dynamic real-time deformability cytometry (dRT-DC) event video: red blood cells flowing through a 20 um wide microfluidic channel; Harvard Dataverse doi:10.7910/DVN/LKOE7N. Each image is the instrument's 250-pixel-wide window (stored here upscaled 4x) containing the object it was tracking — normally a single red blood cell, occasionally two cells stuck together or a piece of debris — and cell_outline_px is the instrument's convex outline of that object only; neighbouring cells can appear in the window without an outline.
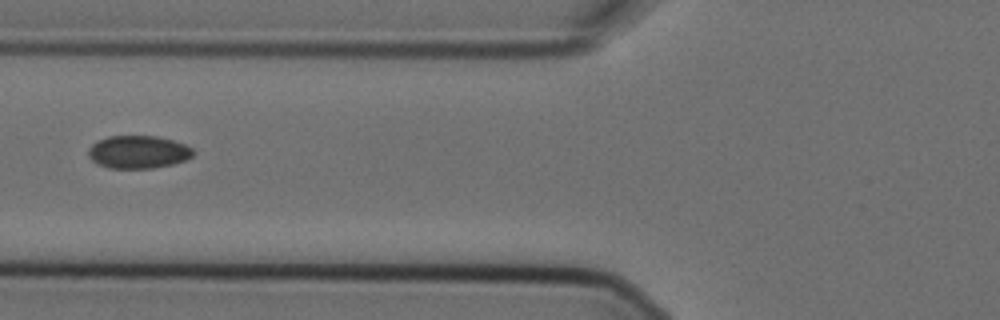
{"species": "Egyptian fruit bat (a non-hibernating species)", "species_latin": "Rousettus aegyptiacus", "temperature_condition": "cold", "stored_images_in_passage": 6, "camera_frame_rate_fps": 3000, "um_per_image_px": 0.085, "animal": {"sex": "female"}, "frame": {"image": 1, "passage_image": 6, "time_ms": 1.667, "image_size_px": [1000, 320], "cell_outline_px": [[196, 152], [192, 156], [184, 160], [172, 164], [152, 168], [108, 168], [96, 164], [88, 156], [88, 148], [92, 144], [108, 136], [156, 136], [172, 140], [184, 144], [192, 148]], "centroid_in_image_um": [11.73, 12.92], "position_along_channel_um": 114.1, "area_um2": 20.06}}